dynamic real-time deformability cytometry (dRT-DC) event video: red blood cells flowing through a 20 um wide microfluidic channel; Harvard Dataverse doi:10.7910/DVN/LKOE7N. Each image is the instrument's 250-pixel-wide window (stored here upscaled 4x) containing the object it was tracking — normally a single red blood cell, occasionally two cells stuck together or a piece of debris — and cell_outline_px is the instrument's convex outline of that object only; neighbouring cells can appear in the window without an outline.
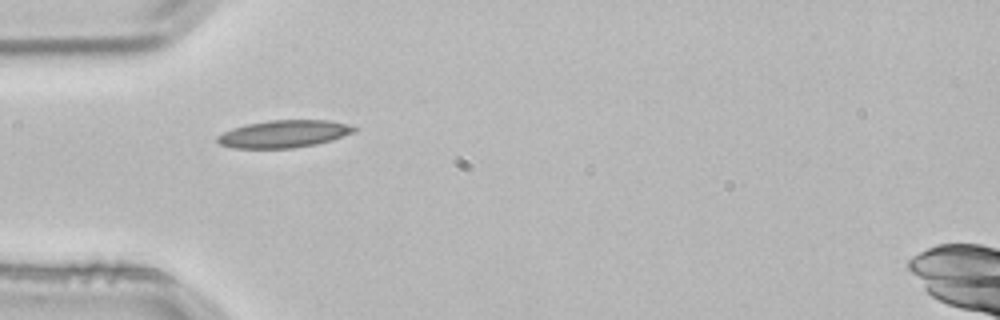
{"species": "common noctule bat (a hibernating species)", "species_latin": "Nyctalus noctula", "temperature_condition": "room temperature", "stored_images_in_passage": 1, "camera_frame_rate_fps": 3000, "um_per_image_px": 0.085, "animal": {"sex": "male", "body_mass_g": 21.5, "forearm_length_mm": 52.0}, "frame": {"image": 1, "passage_image": 1, "time_ms": 0.0, "image_size_px": [1000, 320], "cell_outline_px": [[356, 132], [332, 140], [316, 144], [292, 148], [232, 148], [220, 144], [216, 140], [216, 136], [232, 128], [248, 124], [268, 120], [328, 120], [348, 124], [356, 128]], "centroid_in_image_um": [24.13, 11.38], "position_along_channel_um": 60.9, "area_um2": 21.85}}